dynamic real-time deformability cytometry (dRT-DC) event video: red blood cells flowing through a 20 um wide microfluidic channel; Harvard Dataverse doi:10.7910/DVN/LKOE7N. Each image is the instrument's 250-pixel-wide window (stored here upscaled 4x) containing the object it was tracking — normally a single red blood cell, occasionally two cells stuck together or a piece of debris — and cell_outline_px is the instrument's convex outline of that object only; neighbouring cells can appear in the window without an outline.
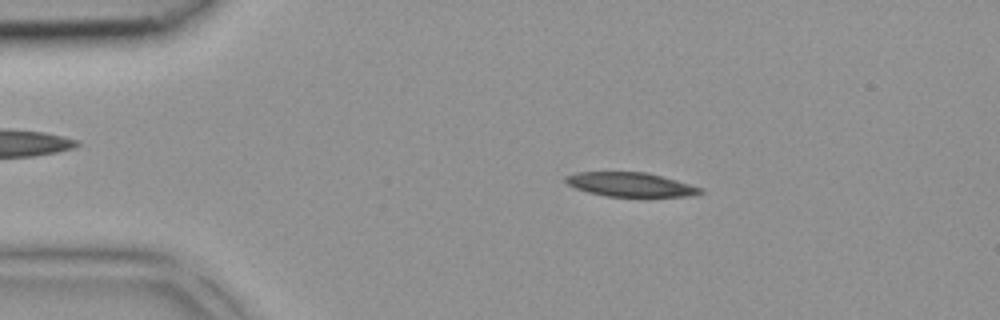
{"species": "common noctule bat (a hibernating species)", "species_latin": "Nyctalus noctula", "temperature_condition": "room temperature", "stored_images_in_passage": 41, "camera_frame_rate_fps": 3000, "um_per_image_px": 0.085, "animal": {"sex": "female", "body_mass_g": 18.4}, "frame": {"image": 1, "passage_image": 7, "time_ms": 2.0, "image_size_px": [1000, 320], "cell_outline_px": [[704, 192], [692, 196], [604, 196], [588, 192], [576, 188], [568, 184], [564, 180], [564, 176], [576, 172], [648, 172], [704, 188]], "centroid_in_image_um": [53.59, 15.68], "position_along_channel_um": 31.4, "area_um2": 18.96}}
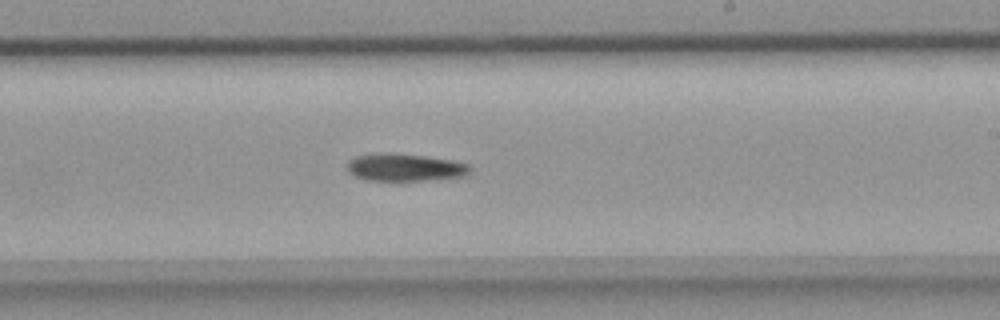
{"frame": {"image": 2, "passage_image": 24, "time_ms": 7.667, "image_size_px": [1000, 320], "cell_outline_px": [[472, 168], [468, 176], [424, 180], [368, 180], [356, 176], [348, 172], [344, 164], [348, 160], [356, 156], [380, 152], [388, 152], [424, 156], [452, 160], [468, 164]], "centroid_in_image_um": [34.39, 14.22], "position_along_channel_um": 254.6, "area_um2": 19.88}}
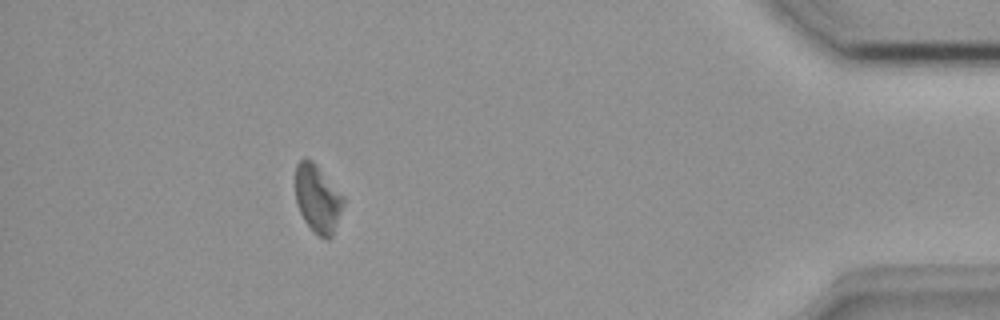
{"frame": {"image": 3, "passage_image": 37, "time_ms": 12.0, "image_size_px": [1000, 320], "cell_outline_px": [[344, 204], [332, 236], [328, 240], [320, 236], [304, 220], [300, 212], [296, 200], [296, 164], [304, 156], [312, 160], [316, 164], [344, 196]], "centroid_in_image_um": [27.0, 16.85], "position_along_channel_um": 408.2, "area_um2": 18.79}}